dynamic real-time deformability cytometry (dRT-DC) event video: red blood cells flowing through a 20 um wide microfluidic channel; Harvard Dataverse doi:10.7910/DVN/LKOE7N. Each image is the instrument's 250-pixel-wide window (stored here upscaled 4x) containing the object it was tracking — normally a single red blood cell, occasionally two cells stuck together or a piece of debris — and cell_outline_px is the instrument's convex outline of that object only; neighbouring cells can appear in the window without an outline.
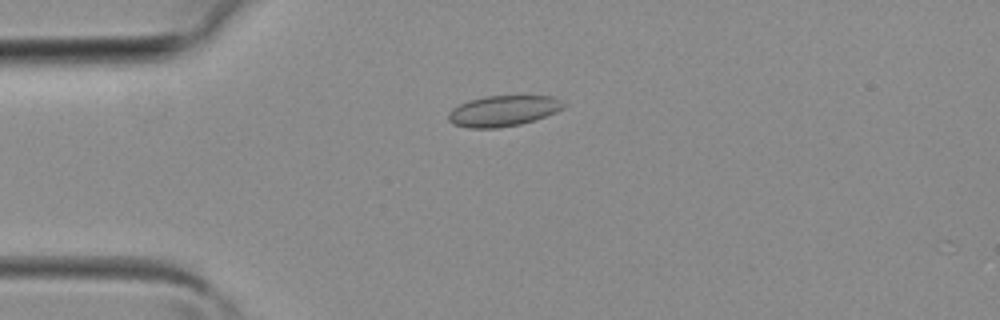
{"species": "common noctule bat (a hibernating species)", "species_latin": "Nyctalus noctula", "temperature_condition": "room temperature", "stored_images_in_passage": 3, "camera_frame_rate_fps": 3000, "um_per_image_px": 0.085, "animal": {"sex": "female", "body_mass_g": 19.3, "forearm_length_mm": 54.1}, "frame": {"image": 1, "passage_image": 2, "time_ms": 0.333, "image_size_px": [1000, 320], "cell_outline_px": [[564, 108], [556, 112], [520, 124], [496, 128], [468, 128], [452, 124], [448, 120], [448, 112], [452, 108], [460, 104], [472, 100], [488, 96], [552, 96], [560, 100], [564, 104]], "centroid_in_image_um": [42.73, 9.43], "position_along_channel_um": 42.3, "area_um2": 20.4}}